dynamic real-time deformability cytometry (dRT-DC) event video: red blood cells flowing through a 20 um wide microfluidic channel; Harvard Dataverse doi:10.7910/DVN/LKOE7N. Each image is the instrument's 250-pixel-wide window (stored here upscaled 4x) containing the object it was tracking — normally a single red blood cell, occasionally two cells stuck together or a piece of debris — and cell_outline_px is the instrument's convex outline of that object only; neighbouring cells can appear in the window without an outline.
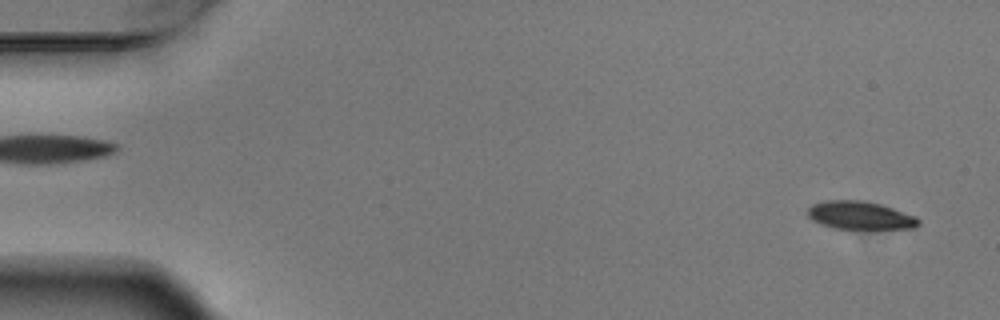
{"species": "Egyptian fruit bat (a non-hibernating species)", "species_latin": "Rousettus aegyptiacus", "temperature_condition": "warm", "stored_images_in_passage": 4, "segment_of_instrument_passage": [2, 2], "camera_frame_rate_fps": 3000, "um_per_image_px": 0.085, "animal": {"sex": "male"}, "frame": {"image": 1, "passage_image": 4, "time_ms": 1.0, "image_size_px": [1000, 320], "cell_outline_px": [[920, 224], [916, 228], [836, 228], [820, 224], [812, 220], [808, 216], [808, 208], [812, 204], [824, 200], [864, 200], [880, 204], [916, 216], [920, 220]], "centroid_in_image_um": [73.1, 18.29], "position_along_channel_um": 11.9, "area_um2": 18.03}}